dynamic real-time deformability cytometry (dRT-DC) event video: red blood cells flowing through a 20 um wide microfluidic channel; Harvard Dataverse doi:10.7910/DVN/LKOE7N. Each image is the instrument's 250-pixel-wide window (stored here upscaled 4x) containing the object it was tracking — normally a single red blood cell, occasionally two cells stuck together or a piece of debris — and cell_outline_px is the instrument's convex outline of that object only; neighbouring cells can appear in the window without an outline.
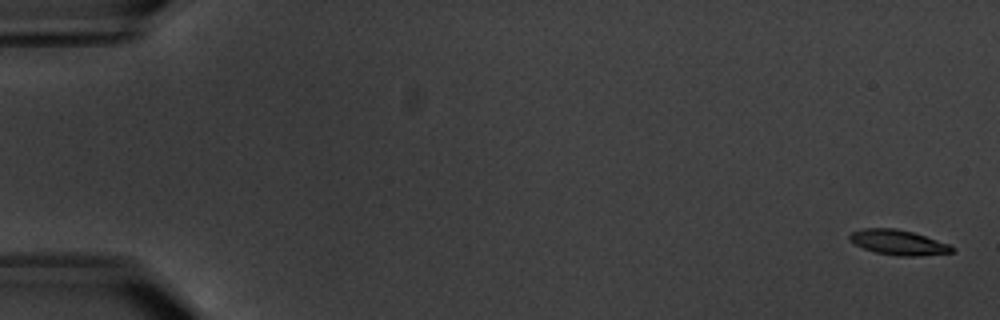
{"species": "common noctule bat (a hibernating species)", "species_latin": "Nyctalus noctula", "temperature_condition": "warm", "stored_images_in_passage": 6, "camera_frame_rate_fps": 3000, "um_per_image_px": 0.085, "animal": {"sex": "male", "body_mass_g": 20.1, "forearm_length_mm": 53.5}, "frame": {"image": 1, "passage_image": 1, "time_ms": 0.0, "image_size_px": [1000, 320], "cell_outline_px": [[956, 252], [920, 256], [900, 256], [876, 252], [864, 248], [848, 240], [848, 236], [852, 232], [864, 228], [896, 228], [912, 232], [948, 244], [956, 248]], "centroid_in_image_um": [76.37, 20.61], "position_along_channel_um": 8.6, "area_um2": 14.85}}